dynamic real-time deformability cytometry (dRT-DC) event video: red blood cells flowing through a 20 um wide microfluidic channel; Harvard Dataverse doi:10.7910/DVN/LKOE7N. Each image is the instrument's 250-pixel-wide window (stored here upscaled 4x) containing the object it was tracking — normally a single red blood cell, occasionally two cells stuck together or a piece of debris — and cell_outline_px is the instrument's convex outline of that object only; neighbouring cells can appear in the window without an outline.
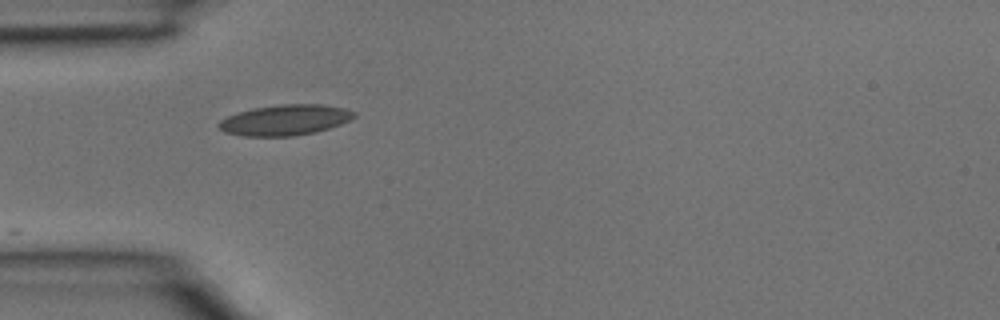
{"species": "common noctule bat (a hibernating species)", "species_latin": "Nyctalus noctula", "temperature_condition": "room temperature", "stored_images_in_passage": 5, "camera_frame_rate_fps": 3000, "um_per_image_px": 0.085, "animal": {"sex": "male", "body_mass_g": 15.6}, "frame": {"image": 1, "passage_image": 4, "time_ms": 1.0, "image_size_px": [1000, 320], "cell_outline_px": [[356, 116], [340, 124], [316, 132], [292, 136], [244, 136], [224, 132], [216, 124], [220, 120], [228, 116], [252, 108], [280, 104], [320, 104], [344, 108], [356, 112]], "centroid_in_image_um": [24.22, 10.2], "position_along_channel_um": 60.8, "area_um2": 24.04}}